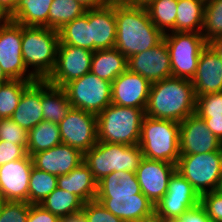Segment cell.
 I'll use <instances>...</instances> for the list:
<instances>
[{
	"label": "cell",
	"mask_w": 222,
	"mask_h": 222,
	"mask_svg": "<svg viewBox=\"0 0 222 222\" xmlns=\"http://www.w3.org/2000/svg\"><path fill=\"white\" fill-rule=\"evenodd\" d=\"M116 42L126 58L159 44L164 34L150 20L145 6L126 5L115 0Z\"/></svg>",
	"instance_id": "6da1fadb"
},
{
	"label": "cell",
	"mask_w": 222,
	"mask_h": 222,
	"mask_svg": "<svg viewBox=\"0 0 222 222\" xmlns=\"http://www.w3.org/2000/svg\"><path fill=\"white\" fill-rule=\"evenodd\" d=\"M196 111V95L191 80L168 77L151 84L145 115L182 122Z\"/></svg>",
	"instance_id": "7a4b0ae2"
},
{
	"label": "cell",
	"mask_w": 222,
	"mask_h": 222,
	"mask_svg": "<svg viewBox=\"0 0 222 222\" xmlns=\"http://www.w3.org/2000/svg\"><path fill=\"white\" fill-rule=\"evenodd\" d=\"M59 42L57 30L22 25V58L37 80H46L52 73Z\"/></svg>",
	"instance_id": "3957f363"
},
{
	"label": "cell",
	"mask_w": 222,
	"mask_h": 222,
	"mask_svg": "<svg viewBox=\"0 0 222 222\" xmlns=\"http://www.w3.org/2000/svg\"><path fill=\"white\" fill-rule=\"evenodd\" d=\"M138 146L144 158L177 165L180 157V123L145 115Z\"/></svg>",
	"instance_id": "277c9868"
},
{
	"label": "cell",
	"mask_w": 222,
	"mask_h": 222,
	"mask_svg": "<svg viewBox=\"0 0 222 222\" xmlns=\"http://www.w3.org/2000/svg\"><path fill=\"white\" fill-rule=\"evenodd\" d=\"M97 116L98 141L137 145L145 109L108 105Z\"/></svg>",
	"instance_id": "5b68a950"
},
{
	"label": "cell",
	"mask_w": 222,
	"mask_h": 222,
	"mask_svg": "<svg viewBox=\"0 0 222 222\" xmlns=\"http://www.w3.org/2000/svg\"><path fill=\"white\" fill-rule=\"evenodd\" d=\"M143 158L138 144L125 145L98 141L84 154V163L98 182L112 172L136 173Z\"/></svg>",
	"instance_id": "8992f818"
},
{
	"label": "cell",
	"mask_w": 222,
	"mask_h": 222,
	"mask_svg": "<svg viewBox=\"0 0 222 222\" xmlns=\"http://www.w3.org/2000/svg\"><path fill=\"white\" fill-rule=\"evenodd\" d=\"M176 168L199 196L215 191L222 176V149L203 154L180 155Z\"/></svg>",
	"instance_id": "52a82bcc"
},
{
	"label": "cell",
	"mask_w": 222,
	"mask_h": 222,
	"mask_svg": "<svg viewBox=\"0 0 222 222\" xmlns=\"http://www.w3.org/2000/svg\"><path fill=\"white\" fill-rule=\"evenodd\" d=\"M163 39L170 55L172 77L191 80L197 71V64L207 42L202 33L168 32Z\"/></svg>",
	"instance_id": "ba28073f"
},
{
	"label": "cell",
	"mask_w": 222,
	"mask_h": 222,
	"mask_svg": "<svg viewBox=\"0 0 222 222\" xmlns=\"http://www.w3.org/2000/svg\"><path fill=\"white\" fill-rule=\"evenodd\" d=\"M73 108L99 114L112 103V82L89 72L63 87Z\"/></svg>",
	"instance_id": "9c48e42d"
},
{
	"label": "cell",
	"mask_w": 222,
	"mask_h": 222,
	"mask_svg": "<svg viewBox=\"0 0 222 222\" xmlns=\"http://www.w3.org/2000/svg\"><path fill=\"white\" fill-rule=\"evenodd\" d=\"M199 203V194L176 170L170 178L167 193L155 205V222H173Z\"/></svg>",
	"instance_id": "30bf717a"
},
{
	"label": "cell",
	"mask_w": 222,
	"mask_h": 222,
	"mask_svg": "<svg viewBox=\"0 0 222 222\" xmlns=\"http://www.w3.org/2000/svg\"><path fill=\"white\" fill-rule=\"evenodd\" d=\"M0 66L10 80L37 81L22 58V25L12 20L0 27Z\"/></svg>",
	"instance_id": "8fae6325"
},
{
	"label": "cell",
	"mask_w": 222,
	"mask_h": 222,
	"mask_svg": "<svg viewBox=\"0 0 222 222\" xmlns=\"http://www.w3.org/2000/svg\"><path fill=\"white\" fill-rule=\"evenodd\" d=\"M58 124L62 143L83 154L98 142L96 114L72 107Z\"/></svg>",
	"instance_id": "7c38bea8"
},
{
	"label": "cell",
	"mask_w": 222,
	"mask_h": 222,
	"mask_svg": "<svg viewBox=\"0 0 222 222\" xmlns=\"http://www.w3.org/2000/svg\"><path fill=\"white\" fill-rule=\"evenodd\" d=\"M92 57L93 51L88 49L59 44L55 67L46 81L53 86L63 87L90 72Z\"/></svg>",
	"instance_id": "4fadbf2b"
},
{
	"label": "cell",
	"mask_w": 222,
	"mask_h": 222,
	"mask_svg": "<svg viewBox=\"0 0 222 222\" xmlns=\"http://www.w3.org/2000/svg\"><path fill=\"white\" fill-rule=\"evenodd\" d=\"M221 149L222 142L196 113L180 122V155L203 154Z\"/></svg>",
	"instance_id": "5bb4252c"
},
{
	"label": "cell",
	"mask_w": 222,
	"mask_h": 222,
	"mask_svg": "<svg viewBox=\"0 0 222 222\" xmlns=\"http://www.w3.org/2000/svg\"><path fill=\"white\" fill-rule=\"evenodd\" d=\"M127 69L151 84L172 76L170 55L163 39L155 47L127 58Z\"/></svg>",
	"instance_id": "9a60e30c"
},
{
	"label": "cell",
	"mask_w": 222,
	"mask_h": 222,
	"mask_svg": "<svg viewBox=\"0 0 222 222\" xmlns=\"http://www.w3.org/2000/svg\"><path fill=\"white\" fill-rule=\"evenodd\" d=\"M176 170L175 164L161 160L142 159L136 169V177L141 192L154 206L167 193L170 178Z\"/></svg>",
	"instance_id": "2e32d148"
},
{
	"label": "cell",
	"mask_w": 222,
	"mask_h": 222,
	"mask_svg": "<svg viewBox=\"0 0 222 222\" xmlns=\"http://www.w3.org/2000/svg\"><path fill=\"white\" fill-rule=\"evenodd\" d=\"M33 162L30 155L0 166V194L6 201L28 202Z\"/></svg>",
	"instance_id": "e0dca14e"
},
{
	"label": "cell",
	"mask_w": 222,
	"mask_h": 222,
	"mask_svg": "<svg viewBox=\"0 0 222 222\" xmlns=\"http://www.w3.org/2000/svg\"><path fill=\"white\" fill-rule=\"evenodd\" d=\"M151 83L143 76L126 69L112 82V104L145 109Z\"/></svg>",
	"instance_id": "ac0fdd59"
},
{
	"label": "cell",
	"mask_w": 222,
	"mask_h": 222,
	"mask_svg": "<svg viewBox=\"0 0 222 222\" xmlns=\"http://www.w3.org/2000/svg\"><path fill=\"white\" fill-rule=\"evenodd\" d=\"M33 166L56 176L66 175L84 162V154L79 150L60 143L53 148L31 155Z\"/></svg>",
	"instance_id": "d6986e66"
},
{
	"label": "cell",
	"mask_w": 222,
	"mask_h": 222,
	"mask_svg": "<svg viewBox=\"0 0 222 222\" xmlns=\"http://www.w3.org/2000/svg\"><path fill=\"white\" fill-rule=\"evenodd\" d=\"M192 84L196 97L222 91V59L209 44L199 56Z\"/></svg>",
	"instance_id": "ffe728a7"
},
{
	"label": "cell",
	"mask_w": 222,
	"mask_h": 222,
	"mask_svg": "<svg viewBox=\"0 0 222 222\" xmlns=\"http://www.w3.org/2000/svg\"><path fill=\"white\" fill-rule=\"evenodd\" d=\"M96 200L124 222H155V206L143 193L138 197Z\"/></svg>",
	"instance_id": "44dd1931"
},
{
	"label": "cell",
	"mask_w": 222,
	"mask_h": 222,
	"mask_svg": "<svg viewBox=\"0 0 222 222\" xmlns=\"http://www.w3.org/2000/svg\"><path fill=\"white\" fill-rule=\"evenodd\" d=\"M91 51L114 48L116 42L115 0L107 6L89 9Z\"/></svg>",
	"instance_id": "7402d4cb"
},
{
	"label": "cell",
	"mask_w": 222,
	"mask_h": 222,
	"mask_svg": "<svg viewBox=\"0 0 222 222\" xmlns=\"http://www.w3.org/2000/svg\"><path fill=\"white\" fill-rule=\"evenodd\" d=\"M11 119L27 132L43 121L41 80L33 82L23 92Z\"/></svg>",
	"instance_id": "603a6c76"
},
{
	"label": "cell",
	"mask_w": 222,
	"mask_h": 222,
	"mask_svg": "<svg viewBox=\"0 0 222 222\" xmlns=\"http://www.w3.org/2000/svg\"><path fill=\"white\" fill-rule=\"evenodd\" d=\"M142 193L136 173L112 172L97 182L96 199L138 197Z\"/></svg>",
	"instance_id": "cb8c5ba5"
},
{
	"label": "cell",
	"mask_w": 222,
	"mask_h": 222,
	"mask_svg": "<svg viewBox=\"0 0 222 222\" xmlns=\"http://www.w3.org/2000/svg\"><path fill=\"white\" fill-rule=\"evenodd\" d=\"M57 187L77 195L84 202L96 199L97 181L84 162L68 174L58 176Z\"/></svg>",
	"instance_id": "d4e9b609"
},
{
	"label": "cell",
	"mask_w": 222,
	"mask_h": 222,
	"mask_svg": "<svg viewBox=\"0 0 222 222\" xmlns=\"http://www.w3.org/2000/svg\"><path fill=\"white\" fill-rule=\"evenodd\" d=\"M41 105L43 120L54 123L62 121L72 108L64 89L46 80H41Z\"/></svg>",
	"instance_id": "484cf974"
},
{
	"label": "cell",
	"mask_w": 222,
	"mask_h": 222,
	"mask_svg": "<svg viewBox=\"0 0 222 222\" xmlns=\"http://www.w3.org/2000/svg\"><path fill=\"white\" fill-rule=\"evenodd\" d=\"M127 69V58L116 48L93 52L90 72L113 82Z\"/></svg>",
	"instance_id": "4316f807"
},
{
	"label": "cell",
	"mask_w": 222,
	"mask_h": 222,
	"mask_svg": "<svg viewBox=\"0 0 222 222\" xmlns=\"http://www.w3.org/2000/svg\"><path fill=\"white\" fill-rule=\"evenodd\" d=\"M53 0H17L10 13L12 21L23 26L48 28V15Z\"/></svg>",
	"instance_id": "83f0119b"
},
{
	"label": "cell",
	"mask_w": 222,
	"mask_h": 222,
	"mask_svg": "<svg viewBox=\"0 0 222 222\" xmlns=\"http://www.w3.org/2000/svg\"><path fill=\"white\" fill-rule=\"evenodd\" d=\"M206 0H178L175 32L201 33Z\"/></svg>",
	"instance_id": "f1b7e54d"
},
{
	"label": "cell",
	"mask_w": 222,
	"mask_h": 222,
	"mask_svg": "<svg viewBox=\"0 0 222 222\" xmlns=\"http://www.w3.org/2000/svg\"><path fill=\"white\" fill-rule=\"evenodd\" d=\"M62 143L59 124L43 120L30 131L27 138V154L48 150Z\"/></svg>",
	"instance_id": "f546056e"
},
{
	"label": "cell",
	"mask_w": 222,
	"mask_h": 222,
	"mask_svg": "<svg viewBox=\"0 0 222 222\" xmlns=\"http://www.w3.org/2000/svg\"><path fill=\"white\" fill-rule=\"evenodd\" d=\"M59 32V44L72 45L91 51V25H89V9L85 13L65 24Z\"/></svg>",
	"instance_id": "4dcf8cb0"
},
{
	"label": "cell",
	"mask_w": 222,
	"mask_h": 222,
	"mask_svg": "<svg viewBox=\"0 0 222 222\" xmlns=\"http://www.w3.org/2000/svg\"><path fill=\"white\" fill-rule=\"evenodd\" d=\"M84 203L77 195L57 187L39 205L61 219L81 211Z\"/></svg>",
	"instance_id": "1f68e13d"
},
{
	"label": "cell",
	"mask_w": 222,
	"mask_h": 222,
	"mask_svg": "<svg viewBox=\"0 0 222 222\" xmlns=\"http://www.w3.org/2000/svg\"><path fill=\"white\" fill-rule=\"evenodd\" d=\"M178 0H152L145 8L150 20L163 33L175 32Z\"/></svg>",
	"instance_id": "d6a6232c"
},
{
	"label": "cell",
	"mask_w": 222,
	"mask_h": 222,
	"mask_svg": "<svg viewBox=\"0 0 222 222\" xmlns=\"http://www.w3.org/2000/svg\"><path fill=\"white\" fill-rule=\"evenodd\" d=\"M86 9L78 0H53L48 15V28L59 30L82 16Z\"/></svg>",
	"instance_id": "836d02e7"
},
{
	"label": "cell",
	"mask_w": 222,
	"mask_h": 222,
	"mask_svg": "<svg viewBox=\"0 0 222 222\" xmlns=\"http://www.w3.org/2000/svg\"><path fill=\"white\" fill-rule=\"evenodd\" d=\"M58 176L32 167L29 188L28 203L40 204L54 189L57 188Z\"/></svg>",
	"instance_id": "e575fe53"
},
{
	"label": "cell",
	"mask_w": 222,
	"mask_h": 222,
	"mask_svg": "<svg viewBox=\"0 0 222 222\" xmlns=\"http://www.w3.org/2000/svg\"><path fill=\"white\" fill-rule=\"evenodd\" d=\"M35 81L9 80L0 88V119L11 118L23 92Z\"/></svg>",
	"instance_id": "d590c367"
},
{
	"label": "cell",
	"mask_w": 222,
	"mask_h": 222,
	"mask_svg": "<svg viewBox=\"0 0 222 222\" xmlns=\"http://www.w3.org/2000/svg\"><path fill=\"white\" fill-rule=\"evenodd\" d=\"M201 33L207 43L222 38V0H206Z\"/></svg>",
	"instance_id": "8d00e7d4"
},
{
	"label": "cell",
	"mask_w": 222,
	"mask_h": 222,
	"mask_svg": "<svg viewBox=\"0 0 222 222\" xmlns=\"http://www.w3.org/2000/svg\"><path fill=\"white\" fill-rule=\"evenodd\" d=\"M195 113L200 118H211V115H222V91L196 97Z\"/></svg>",
	"instance_id": "74e56055"
},
{
	"label": "cell",
	"mask_w": 222,
	"mask_h": 222,
	"mask_svg": "<svg viewBox=\"0 0 222 222\" xmlns=\"http://www.w3.org/2000/svg\"><path fill=\"white\" fill-rule=\"evenodd\" d=\"M28 132L11 118L0 119V140L17 145H27Z\"/></svg>",
	"instance_id": "f35d334b"
},
{
	"label": "cell",
	"mask_w": 222,
	"mask_h": 222,
	"mask_svg": "<svg viewBox=\"0 0 222 222\" xmlns=\"http://www.w3.org/2000/svg\"><path fill=\"white\" fill-rule=\"evenodd\" d=\"M30 204L23 201H6L0 213V222H27Z\"/></svg>",
	"instance_id": "ab89813d"
},
{
	"label": "cell",
	"mask_w": 222,
	"mask_h": 222,
	"mask_svg": "<svg viewBox=\"0 0 222 222\" xmlns=\"http://www.w3.org/2000/svg\"><path fill=\"white\" fill-rule=\"evenodd\" d=\"M82 211L86 222H124L108 211L96 199L85 202Z\"/></svg>",
	"instance_id": "60d3db41"
},
{
	"label": "cell",
	"mask_w": 222,
	"mask_h": 222,
	"mask_svg": "<svg viewBox=\"0 0 222 222\" xmlns=\"http://www.w3.org/2000/svg\"><path fill=\"white\" fill-rule=\"evenodd\" d=\"M200 204L213 222H222V194L217 190L200 196Z\"/></svg>",
	"instance_id": "b9f144b4"
},
{
	"label": "cell",
	"mask_w": 222,
	"mask_h": 222,
	"mask_svg": "<svg viewBox=\"0 0 222 222\" xmlns=\"http://www.w3.org/2000/svg\"><path fill=\"white\" fill-rule=\"evenodd\" d=\"M27 155V145H17L0 140V166L24 158Z\"/></svg>",
	"instance_id": "7bdbcfd3"
},
{
	"label": "cell",
	"mask_w": 222,
	"mask_h": 222,
	"mask_svg": "<svg viewBox=\"0 0 222 222\" xmlns=\"http://www.w3.org/2000/svg\"><path fill=\"white\" fill-rule=\"evenodd\" d=\"M173 222H213V221L208 218L205 209L199 203L195 207L186 210Z\"/></svg>",
	"instance_id": "ee69618b"
},
{
	"label": "cell",
	"mask_w": 222,
	"mask_h": 222,
	"mask_svg": "<svg viewBox=\"0 0 222 222\" xmlns=\"http://www.w3.org/2000/svg\"><path fill=\"white\" fill-rule=\"evenodd\" d=\"M27 222H60V219L39 204H30Z\"/></svg>",
	"instance_id": "f6af8a7d"
},
{
	"label": "cell",
	"mask_w": 222,
	"mask_h": 222,
	"mask_svg": "<svg viewBox=\"0 0 222 222\" xmlns=\"http://www.w3.org/2000/svg\"><path fill=\"white\" fill-rule=\"evenodd\" d=\"M207 127L222 142V115H211V118H202Z\"/></svg>",
	"instance_id": "bcb514c9"
},
{
	"label": "cell",
	"mask_w": 222,
	"mask_h": 222,
	"mask_svg": "<svg viewBox=\"0 0 222 222\" xmlns=\"http://www.w3.org/2000/svg\"><path fill=\"white\" fill-rule=\"evenodd\" d=\"M84 8L97 9L107 6L112 0H78Z\"/></svg>",
	"instance_id": "7dc6e473"
},
{
	"label": "cell",
	"mask_w": 222,
	"mask_h": 222,
	"mask_svg": "<svg viewBox=\"0 0 222 222\" xmlns=\"http://www.w3.org/2000/svg\"><path fill=\"white\" fill-rule=\"evenodd\" d=\"M60 222H86L83 211H79L70 215H67L60 219Z\"/></svg>",
	"instance_id": "c3c4849f"
},
{
	"label": "cell",
	"mask_w": 222,
	"mask_h": 222,
	"mask_svg": "<svg viewBox=\"0 0 222 222\" xmlns=\"http://www.w3.org/2000/svg\"><path fill=\"white\" fill-rule=\"evenodd\" d=\"M11 20L10 12L0 4V27L8 24Z\"/></svg>",
	"instance_id": "681fc988"
},
{
	"label": "cell",
	"mask_w": 222,
	"mask_h": 222,
	"mask_svg": "<svg viewBox=\"0 0 222 222\" xmlns=\"http://www.w3.org/2000/svg\"><path fill=\"white\" fill-rule=\"evenodd\" d=\"M208 44L214 49L217 55L222 59V38L214 39Z\"/></svg>",
	"instance_id": "f907efd6"
},
{
	"label": "cell",
	"mask_w": 222,
	"mask_h": 222,
	"mask_svg": "<svg viewBox=\"0 0 222 222\" xmlns=\"http://www.w3.org/2000/svg\"><path fill=\"white\" fill-rule=\"evenodd\" d=\"M119 2L126 4V5H133V6H146L152 0H118Z\"/></svg>",
	"instance_id": "816d5d0a"
},
{
	"label": "cell",
	"mask_w": 222,
	"mask_h": 222,
	"mask_svg": "<svg viewBox=\"0 0 222 222\" xmlns=\"http://www.w3.org/2000/svg\"><path fill=\"white\" fill-rule=\"evenodd\" d=\"M0 4L11 13L16 7L17 0H0Z\"/></svg>",
	"instance_id": "f5cc1de1"
},
{
	"label": "cell",
	"mask_w": 222,
	"mask_h": 222,
	"mask_svg": "<svg viewBox=\"0 0 222 222\" xmlns=\"http://www.w3.org/2000/svg\"><path fill=\"white\" fill-rule=\"evenodd\" d=\"M10 79L5 75V73L3 72L1 66H0V82H7Z\"/></svg>",
	"instance_id": "db71d44e"
},
{
	"label": "cell",
	"mask_w": 222,
	"mask_h": 222,
	"mask_svg": "<svg viewBox=\"0 0 222 222\" xmlns=\"http://www.w3.org/2000/svg\"><path fill=\"white\" fill-rule=\"evenodd\" d=\"M5 202V198L0 194V213Z\"/></svg>",
	"instance_id": "11a10c76"
},
{
	"label": "cell",
	"mask_w": 222,
	"mask_h": 222,
	"mask_svg": "<svg viewBox=\"0 0 222 222\" xmlns=\"http://www.w3.org/2000/svg\"><path fill=\"white\" fill-rule=\"evenodd\" d=\"M217 191L222 194V176H221L220 184H219V187H218Z\"/></svg>",
	"instance_id": "9f6ffc18"
}]
</instances>
